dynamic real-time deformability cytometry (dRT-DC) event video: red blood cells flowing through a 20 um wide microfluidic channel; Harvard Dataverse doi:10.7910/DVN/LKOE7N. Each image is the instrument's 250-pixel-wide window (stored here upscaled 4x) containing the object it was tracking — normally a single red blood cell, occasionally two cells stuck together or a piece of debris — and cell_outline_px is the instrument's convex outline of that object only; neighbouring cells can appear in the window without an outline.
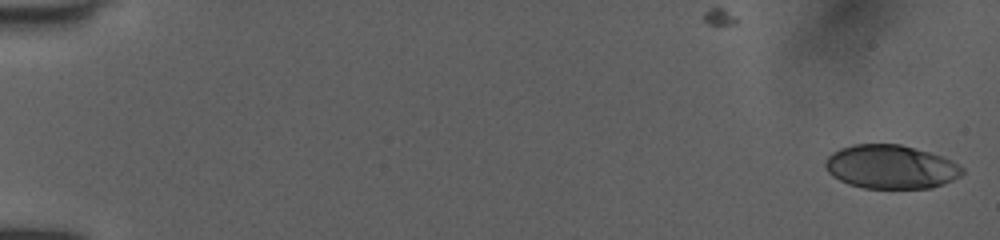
{"species": "human", "species_latin": "Homo sapiens", "temperature_condition": "room temperature", "stored_images_in_passage": 52, "camera_frame_rate_fps": 3000, "um_per_image_px": 0.085, "donor": {"sex": "female"}, "frame": {"image": 1, "passage_image": 1, "time_ms": 0.0, "image_size_px": [1000, 240], "cell_outline_px": [[964, 172], [960, 176], [944, 184], [932, 188], [864, 188], [848, 184], [832, 176], [828, 172], [824, 164], [828, 156], [832, 152], [840, 148], [852, 144], [900, 144], [928, 152], [952, 160], [964, 168]], "centroid_in_image_um": [75.71, 14.18], "position_along_channel_um": 9.3, "area_um2": 34.97}}
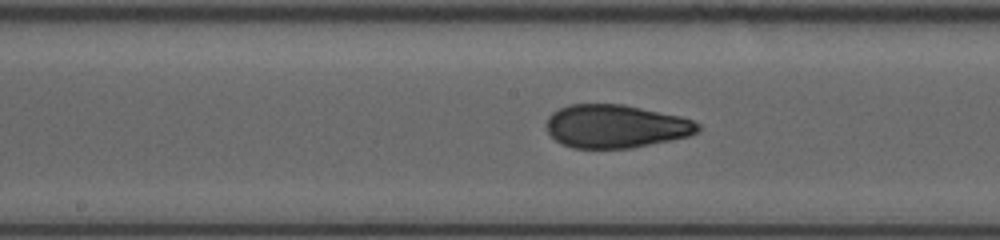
{"frame": {"image": 2, "passage_image": 28, "time_ms": 9.0, "image_size_px": [1000, 240], "cell_outline_px": [[700, 128], [696, 132], [688, 136], [632, 148], [572, 148], [560, 144], [548, 132], [544, 124], [548, 116], [552, 112], [568, 104], [624, 104], [680, 116], [692, 120], [700, 124]], "centroid_in_image_um": [52.29, 10.73], "position_along_channel_um": 195.9, "area_um2": 38.32}}
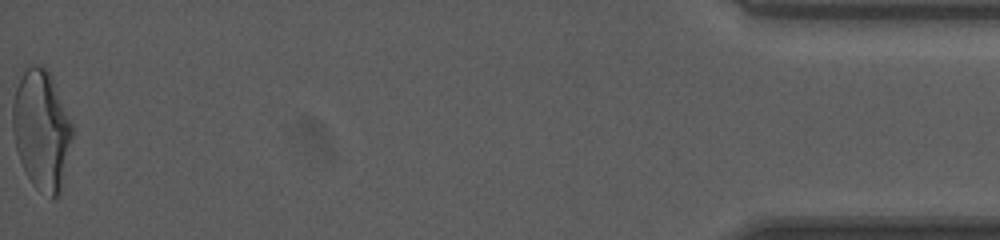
{"frame": {"image": 3, "passage_image": 52, "time_ms": 17.0, "image_size_px": [1000, 240], "cell_outline_px": [[72, 136], [60, 192], [52, 200], [36, 188], [32, 184], [20, 160], [16, 148], [12, 128], [12, 104], [16, 88], [24, 64], [40, 64], [52, 76], [72, 120]], "centroid_in_image_um": [3.52, 10.97], "position_along_channel_um": 431.7, "area_um2": 41.91}, "authors_computed_cell_mechanics": {"area_um2": 38.2058, "velocity_mm_per_s": 4.0452, "shape_relaxation_time_tau1_ms": 9.6221, "shape_relaxation_time_tau2_ms": 1.0709, "deformation_change_tau1": 0.279, "deformation_change_tau2": 0.0736}}